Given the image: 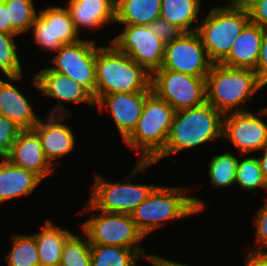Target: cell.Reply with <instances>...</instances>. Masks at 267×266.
<instances>
[{"label": "cell", "instance_id": "6da1fadb", "mask_svg": "<svg viewBox=\"0 0 267 266\" xmlns=\"http://www.w3.org/2000/svg\"><path fill=\"white\" fill-rule=\"evenodd\" d=\"M96 86L94 100L113 93L152 91L151 74L120 51L112 42L99 46L96 56Z\"/></svg>", "mask_w": 267, "mask_h": 266}, {"label": "cell", "instance_id": "7a4b0ae2", "mask_svg": "<svg viewBox=\"0 0 267 266\" xmlns=\"http://www.w3.org/2000/svg\"><path fill=\"white\" fill-rule=\"evenodd\" d=\"M224 115L208 102L175 112L163 151L152 161L222 137ZM221 117V118H220Z\"/></svg>", "mask_w": 267, "mask_h": 266}, {"label": "cell", "instance_id": "3957f363", "mask_svg": "<svg viewBox=\"0 0 267 266\" xmlns=\"http://www.w3.org/2000/svg\"><path fill=\"white\" fill-rule=\"evenodd\" d=\"M205 79L206 102L223 115L232 109L234 112L248 111L237 106L248 102L255 92L266 86L253 69L221 64H213Z\"/></svg>", "mask_w": 267, "mask_h": 266}, {"label": "cell", "instance_id": "277c9868", "mask_svg": "<svg viewBox=\"0 0 267 266\" xmlns=\"http://www.w3.org/2000/svg\"><path fill=\"white\" fill-rule=\"evenodd\" d=\"M185 188L156 186L131 213L132 220L146 237L169 220L197 214L206 207L201 199L186 196Z\"/></svg>", "mask_w": 267, "mask_h": 266}, {"label": "cell", "instance_id": "5b68a950", "mask_svg": "<svg viewBox=\"0 0 267 266\" xmlns=\"http://www.w3.org/2000/svg\"><path fill=\"white\" fill-rule=\"evenodd\" d=\"M201 22L197 32L210 60L219 64L229 54L250 17L242 2L231 1L224 7L213 8Z\"/></svg>", "mask_w": 267, "mask_h": 266}, {"label": "cell", "instance_id": "8992f818", "mask_svg": "<svg viewBox=\"0 0 267 266\" xmlns=\"http://www.w3.org/2000/svg\"><path fill=\"white\" fill-rule=\"evenodd\" d=\"M175 109L153 92L146 98L136 128L124 142L137 154L141 162H152L164 149Z\"/></svg>", "mask_w": 267, "mask_h": 266}, {"label": "cell", "instance_id": "52a82bcc", "mask_svg": "<svg viewBox=\"0 0 267 266\" xmlns=\"http://www.w3.org/2000/svg\"><path fill=\"white\" fill-rule=\"evenodd\" d=\"M152 164L154 163L138 161L134 170L119 183L108 182L101 175H96L93 191L85 210L131 214L147 199L156 186L130 184L127 180Z\"/></svg>", "mask_w": 267, "mask_h": 266}, {"label": "cell", "instance_id": "ba28073f", "mask_svg": "<svg viewBox=\"0 0 267 266\" xmlns=\"http://www.w3.org/2000/svg\"><path fill=\"white\" fill-rule=\"evenodd\" d=\"M91 218L82 225L91 245H113L144 252L140 242L145 236L137 228L131 214L109 213L91 214Z\"/></svg>", "mask_w": 267, "mask_h": 266}, {"label": "cell", "instance_id": "9c48e42d", "mask_svg": "<svg viewBox=\"0 0 267 266\" xmlns=\"http://www.w3.org/2000/svg\"><path fill=\"white\" fill-rule=\"evenodd\" d=\"M205 78L158 69L151 74L150 86L157 97L165 100L175 111H179L206 102Z\"/></svg>", "mask_w": 267, "mask_h": 266}, {"label": "cell", "instance_id": "30bf717a", "mask_svg": "<svg viewBox=\"0 0 267 266\" xmlns=\"http://www.w3.org/2000/svg\"><path fill=\"white\" fill-rule=\"evenodd\" d=\"M213 64L198 32H182L174 41L165 44L161 69L206 77Z\"/></svg>", "mask_w": 267, "mask_h": 266}, {"label": "cell", "instance_id": "8fae6325", "mask_svg": "<svg viewBox=\"0 0 267 266\" xmlns=\"http://www.w3.org/2000/svg\"><path fill=\"white\" fill-rule=\"evenodd\" d=\"M97 49L95 42L91 40L81 39L73 44H65L56 51L52 60L56 66L49 68L70 77L94 96Z\"/></svg>", "mask_w": 267, "mask_h": 266}, {"label": "cell", "instance_id": "7c38bea8", "mask_svg": "<svg viewBox=\"0 0 267 266\" xmlns=\"http://www.w3.org/2000/svg\"><path fill=\"white\" fill-rule=\"evenodd\" d=\"M124 27V31L111 42L149 74L161 69L165 43L152 34L147 25H125Z\"/></svg>", "mask_w": 267, "mask_h": 266}, {"label": "cell", "instance_id": "4fadbf2b", "mask_svg": "<svg viewBox=\"0 0 267 266\" xmlns=\"http://www.w3.org/2000/svg\"><path fill=\"white\" fill-rule=\"evenodd\" d=\"M38 13L31 27L33 40L39 46L49 51H57L65 44L81 40L67 8L48 7Z\"/></svg>", "mask_w": 267, "mask_h": 266}, {"label": "cell", "instance_id": "5bb4252c", "mask_svg": "<svg viewBox=\"0 0 267 266\" xmlns=\"http://www.w3.org/2000/svg\"><path fill=\"white\" fill-rule=\"evenodd\" d=\"M222 137H226L240 154L262 150L267 145V124L250 111L232 112L223 118Z\"/></svg>", "mask_w": 267, "mask_h": 266}, {"label": "cell", "instance_id": "9a60e30c", "mask_svg": "<svg viewBox=\"0 0 267 266\" xmlns=\"http://www.w3.org/2000/svg\"><path fill=\"white\" fill-rule=\"evenodd\" d=\"M63 110L65 111L63 112ZM66 115L69 116L64 106L58 104L52 109L48 120L42 121L39 119L37 125L33 128L40 138L43 153L50 164H52L51 161L55 160L54 158H61L75 147L73 131L60 122Z\"/></svg>", "mask_w": 267, "mask_h": 266}, {"label": "cell", "instance_id": "2e32d148", "mask_svg": "<svg viewBox=\"0 0 267 266\" xmlns=\"http://www.w3.org/2000/svg\"><path fill=\"white\" fill-rule=\"evenodd\" d=\"M152 91L113 93L103 96L97 103L100 112L107 108L112 114L120 135L125 140L136 128L146 98Z\"/></svg>", "mask_w": 267, "mask_h": 266}, {"label": "cell", "instance_id": "e0dca14e", "mask_svg": "<svg viewBox=\"0 0 267 266\" xmlns=\"http://www.w3.org/2000/svg\"><path fill=\"white\" fill-rule=\"evenodd\" d=\"M11 163L32 171L41 180L52 173L50 162L45 158L38 134L33 130H22L14 140L6 157Z\"/></svg>", "mask_w": 267, "mask_h": 266}, {"label": "cell", "instance_id": "ac0fdd59", "mask_svg": "<svg viewBox=\"0 0 267 266\" xmlns=\"http://www.w3.org/2000/svg\"><path fill=\"white\" fill-rule=\"evenodd\" d=\"M33 84L45 96L59 101L88 103L96 105L93 95L70 77L50 68H43L34 74Z\"/></svg>", "mask_w": 267, "mask_h": 266}, {"label": "cell", "instance_id": "d6986e66", "mask_svg": "<svg viewBox=\"0 0 267 266\" xmlns=\"http://www.w3.org/2000/svg\"><path fill=\"white\" fill-rule=\"evenodd\" d=\"M264 30L249 22L231 46L229 54L219 63L231 68L256 69Z\"/></svg>", "mask_w": 267, "mask_h": 266}, {"label": "cell", "instance_id": "ffe728a7", "mask_svg": "<svg viewBox=\"0 0 267 266\" xmlns=\"http://www.w3.org/2000/svg\"><path fill=\"white\" fill-rule=\"evenodd\" d=\"M67 9L76 30L98 29L115 22L116 0H69Z\"/></svg>", "mask_w": 267, "mask_h": 266}, {"label": "cell", "instance_id": "44dd1931", "mask_svg": "<svg viewBox=\"0 0 267 266\" xmlns=\"http://www.w3.org/2000/svg\"><path fill=\"white\" fill-rule=\"evenodd\" d=\"M30 104L13 84L0 80V115L14 121L22 130H31L39 118Z\"/></svg>", "mask_w": 267, "mask_h": 266}, {"label": "cell", "instance_id": "7402d4cb", "mask_svg": "<svg viewBox=\"0 0 267 266\" xmlns=\"http://www.w3.org/2000/svg\"><path fill=\"white\" fill-rule=\"evenodd\" d=\"M40 181L42 180L32 171L2 158L0 162V203L31 194Z\"/></svg>", "mask_w": 267, "mask_h": 266}, {"label": "cell", "instance_id": "603a6c76", "mask_svg": "<svg viewBox=\"0 0 267 266\" xmlns=\"http://www.w3.org/2000/svg\"><path fill=\"white\" fill-rule=\"evenodd\" d=\"M39 234H33L38 249L40 266H59L64 243L71 232L46 221Z\"/></svg>", "mask_w": 267, "mask_h": 266}, {"label": "cell", "instance_id": "cb8c5ba5", "mask_svg": "<svg viewBox=\"0 0 267 266\" xmlns=\"http://www.w3.org/2000/svg\"><path fill=\"white\" fill-rule=\"evenodd\" d=\"M161 0H116L115 22L149 25L160 17Z\"/></svg>", "mask_w": 267, "mask_h": 266}, {"label": "cell", "instance_id": "d4e9b609", "mask_svg": "<svg viewBox=\"0 0 267 266\" xmlns=\"http://www.w3.org/2000/svg\"><path fill=\"white\" fill-rule=\"evenodd\" d=\"M201 0H161L160 17L175 25L182 32H195L190 29L194 21L198 22Z\"/></svg>", "mask_w": 267, "mask_h": 266}, {"label": "cell", "instance_id": "484cf974", "mask_svg": "<svg viewBox=\"0 0 267 266\" xmlns=\"http://www.w3.org/2000/svg\"><path fill=\"white\" fill-rule=\"evenodd\" d=\"M143 253L121 246L91 245V266H137Z\"/></svg>", "mask_w": 267, "mask_h": 266}, {"label": "cell", "instance_id": "4316f807", "mask_svg": "<svg viewBox=\"0 0 267 266\" xmlns=\"http://www.w3.org/2000/svg\"><path fill=\"white\" fill-rule=\"evenodd\" d=\"M5 261L8 266H40L34 235H14L13 247Z\"/></svg>", "mask_w": 267, "mask_h": 266}, {"label": "cell", "instance_id": "83f0119b", "mask_svg": "<svg viewBox=\"0 0 267 266\" xmlns=\"http://www.w3.org/2000/svg\"><path fill=\"white\" fill-rule=\"evenodd\" d=\"M239 159L226 152L212 157L209 162V176L211 185L216 188L229 187L235 183Z\"/></svg>", "mask_w": 267, "mask_h": 266}, {"label": "cell", "instance_id": "f1b7e54d", "mask_svg": "<svg viewBox=\"0 0 267 266\" xmlns=\"http://www.w3.org/2000/svg\"><path fill=\"white\" fill-rule=\"evenodd\" d=\"M14 36L0 32V70L10 81L20 80L23 75Z\"/></svg>", "mask_w": 267, "mask_h": 266}, {"label": "cell", "instance_id": "f546056e", "mask_svg": "<svg viewBox=\"0 0 267 266\" xmlns=\"http://www.w3.org/2000/svg\"><path fill=\"white\" fill-rule=\"evenodd\" d=\"M71 235L64 243L59 266H91L90 246L87 235Z\"/></svg>", "mask_w": 267, "mask_h": 266}, {"label": "cell", "instance_id": "4dcf8cb0", "mask_svg": "<svg viewBox=\"0 0 267 266\" xmlns=\"http://www.w3.org/2000/svg\"><path fill=\"white\" fill-rule=\"evenodd\" d=\"M8 9L13 30L19 35L29 30L38 13L32 0H2Z\"/></svg>", "mask_w": 267, "mask_h": 266}, {"label": "cell", "instance_id": "1f68e13d", "mask_svg": "<svg viewBox=\"0 0 267 266\" xmlns=\"http://www.w3.org/2000/svg\"><path fill=\"white\" fill-rule=\"evenodd\" d=\"M235 183L244 190L250 191L261 187L267 191L266 181L258 158L247 157L238 161Z\"/></svg>", "mask_w": 267, "mask_h": 266}, {"label": "cell", "instance_id": "d6a6232c", "mask_svg": "<svg viewBox=\"0 0 267 266\" xmlns=\"http://www.w3.org/2000/svg\"><path fill=\"white\" fill-rule=\"evenodd\" d=\"M22 129L11 119L0 115V157L6 158Z\"/></svg>", "mask_w": 267, "mask_h": 266}, {"label": "cell", "instance_id": "836d02e7", "mask_svg": "<svg viewBox=\"0 0 267 266\" xmlns=\"http://www.w3.org/2000/svg\"><path fill=\"white\" fill-rule=\"evenodd\" d=\"M147 26L150 32L158 36L165 44L174 41L182 33L179 28L161 17Z\"/></svg>", "mask_w": 267, "mask_h": 266}, {"label": "cell", "instance_id": "e575fe53", "mask_svg": "<svg viewBox=\"0 0 267 266\" xmlns=\"http://www.w3.org/2000/svg\"><path fill=\"white\" fill-rule=\"evenodd\" d=\"M247 8L250 22L267 30V0H242Z\"/></svg>", "mask_w": 267, "mask_h": 266}, {"label": "cell", "instance_id": "d590c367", "mask_svg": "<svg viewBox=\"0 0 267 266\" xmlns=\"http://www.w3.org/2000/svg\"><path fill=\"white\" fill-rule=\"evenodd\" d=\"M256 217V241L260 248L253 249L254 252L267 253L262 250L267 247V200H265L264 206H262L257 213ZM262 248V249H261Z\"/></svg>", "mask_w": 267, "mask_h": 266}, {"label": "cell", "instance_id": "8d00e7d4", "mask_svg": "<svg viewBox=\"0 0 267 266\" xmlns=\"http://www.w3.org/2000/svg\"><path fill=\"white\" fill-rule=\"evenodd\" d=\"M259 79L267 85V30H264L259 60L255 69Z\"/></svg>", "mask_w": 267, "mask_h": 266}, {"label": "cell", "instance_id": "74e56055", "mask_svg": "<svg viewBox=\"0 0 267 266\" xmlns=\"http://www.w3.org/2000/svg\"><path fill=\"white\" fill-rule=\"evenodd\" d=\"M0 32L15 36L18 35L12 28L8 16V9H6L5 3L2 0H0Z\"/></svg>", "mask_w": 267, "mask_h": 266}, {"label": "cell", "instance_id": "f35d334b", "mask_svg": "<svg viewBox=\"0 0 267 266\" xmlns=\"http://www.w3.org/2000/svg\"><path fill=\"white\" fill-rule=\"evenodd\" d=\"M246 254V263L244 266H267V253H258L250 250Z\"/></svg>", "mask_w": 267, "mask_h": 266}, {"label": "cell", "instance_id": "ab89813d", "mask_svg": "<svg viewBox=\"0 0 267 266\" xmlns=\"http://www.w3.org/2000/svg\"><path fill=\"white\" fill-rule=\"evenodd\" d=\"M150 262H152V266H189L183 263H178L174 261H170L169 259H165L162 257H159L157 255H148L146 256Z\"/></svg>", "mask_w": 267, "mask_h": 266}, {"label": "cell", "instance_id": "60d3db41", "mask_svg": "<svg viewBox=\"0 0 267 266\" xmlns=\"http://www.w3.org/2000/svg\"><path fill=\"white\" fill-rule=\"evenodd\" d=\"M262 149L264 150L263 152L264 154L261 158H258V160H259L260 168L264 175L266 186H267V145H265Z\"/></svg>", "mask_w": 267, "mask_h": 266}, {"label": "cell", "instance_id": "b9f144b4", "mask_svg": "<svg viewBox=\"0 0 267 266\" xmlns=\"http://www.w3.org/2000/svg\"><path fill=\"white\" fill-rule=\"evenodd\" d=\"M257 115H267V107L258 111Z\"/></svg>", "mask_w": 267, "mask_h": 266}]
</instances>
